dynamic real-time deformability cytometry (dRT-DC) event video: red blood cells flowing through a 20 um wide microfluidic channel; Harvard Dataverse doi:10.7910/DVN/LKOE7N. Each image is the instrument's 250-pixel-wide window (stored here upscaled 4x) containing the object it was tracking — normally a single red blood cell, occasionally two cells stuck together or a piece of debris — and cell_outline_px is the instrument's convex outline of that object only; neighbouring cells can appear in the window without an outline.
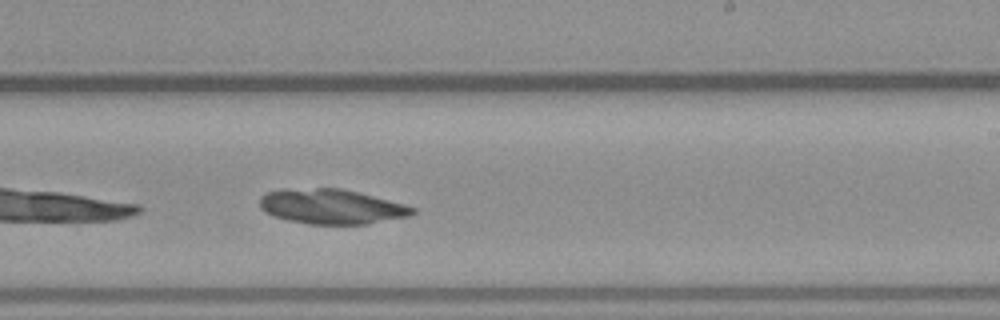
{"species": "common noctule bat (a hibernating species)", "species_latin": "Nyctalus noctula", "temperature_condition": "warm", "stored_images_in_passage": 21, "camera_frame_rate_fps": 3000, "um_per_image_px": 0.085, "animal": {"sex": "male", "body_mass_g": 23.1, "forearm_length_mm": 52.7}, "frame": {"image": 1, "passage_image": 14, "time_ms": 4.333, "image_size_px": [1000, 320], "cell_outline_px": [[416, 212], [408, 216], [368, 224], [308, 224], [288, 220], [272, 216], [264, 212], [260, 208], [260, 196], [268, 192], [316, 188], [340, 188], [404, 204], [416, 208]], "centroid_in_image_um": [28.18, 17.58], "position_along_channel_um": 260.8, "area_um2": 30.58}}